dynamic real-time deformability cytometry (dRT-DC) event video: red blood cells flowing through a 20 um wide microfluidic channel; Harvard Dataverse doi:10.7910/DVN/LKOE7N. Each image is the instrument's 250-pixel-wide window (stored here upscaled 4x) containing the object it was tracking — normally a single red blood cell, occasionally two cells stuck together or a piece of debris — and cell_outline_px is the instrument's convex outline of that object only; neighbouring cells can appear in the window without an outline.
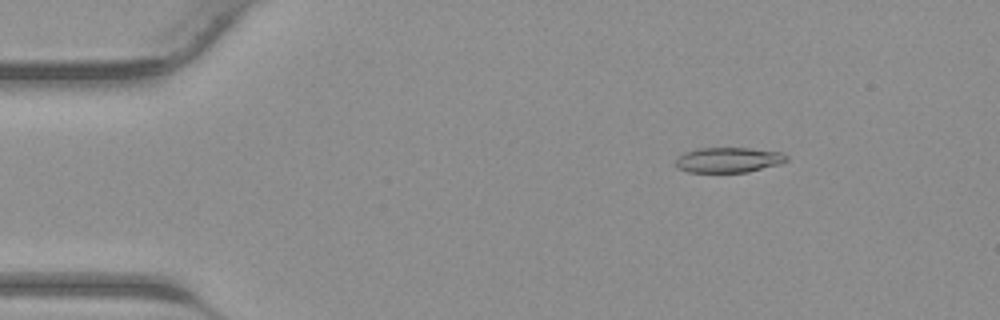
{"species": "common noctule bat (a hibernating species)", "species_latin": "Nyctalus noctula", "temperature_condition": "warm", "stored_images_in_passage": 41, "camera_frame_rate_fps": 3000, "um_per_image_px": 0.085, "animal": {"sex": "male", "body_mass_g": 23.1, "forearm_length_mm": 52.7}, "frame": {"image": 1, "passage_image": 6, "time_ms": 1.667, "image_size_px": [1000, 320], "cell_outline_px": [[788, 160], [780, 164], [748, 172], [688, 172], [676, 168], [676, 156], [684, 152], [696, 148], [748, 148], [784, 152], [788, 156]], "centroid_in_image_um": [61.91, 13.59], "position_along_channel_um": 23.1, "area_um2": 16.53}}
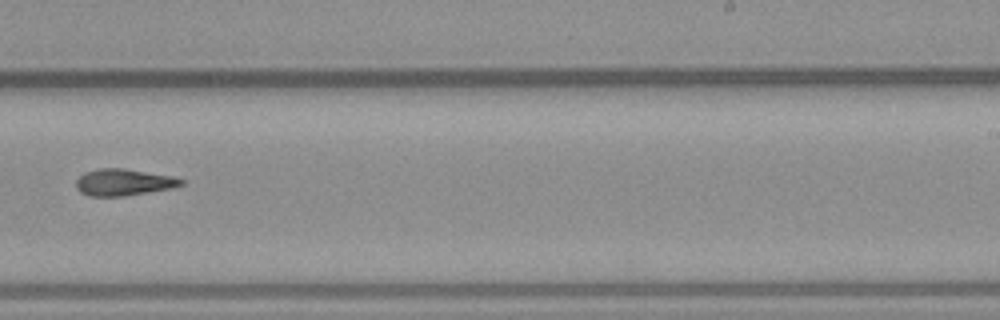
{"frame": {"image": 2, "passage_image": 26, "time_ms": 8.333, "image_size_px": [1000, 320], "cell_outline_px": [[184, 184], [172, 188], [124, 196], [88, 196], [80, 192], [76, 188], [76, 180], [84, 172], [100, 168], [124, 168], [172, 176], [184, 180]], "centroid_in_image_um": [10.49, 15.49], "position_along_channel_um": 278.5, "area_um2": 16.36}}
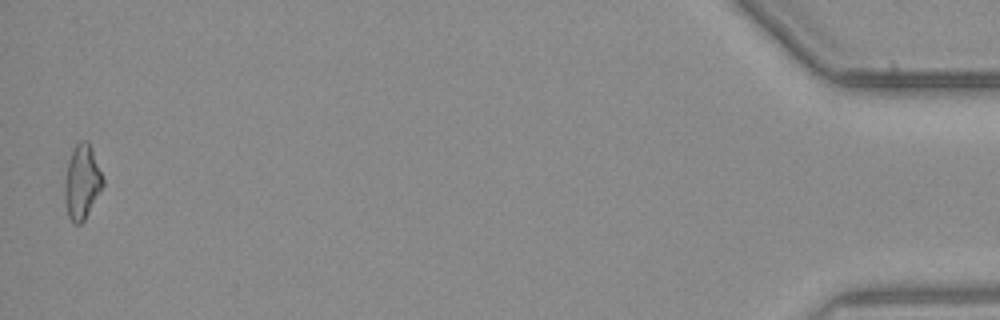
{"frame": {"image": 3, "passage_image": 41, "time_ms": 13.333, "image_size_px": [1000, 320], "cell_outline_px": [[104, 184], [84, 220], [80, 224], [76, 224], [68, 216], [64, 200], [64, 184], [68, 160], [72, 148], [80, 140], [88, 140], [92, 148], [104, 180]], "centroid_in_image_um": [6.95, 15.43], "position_along_channel_um": 428.2, "area_um2": 16.59}}